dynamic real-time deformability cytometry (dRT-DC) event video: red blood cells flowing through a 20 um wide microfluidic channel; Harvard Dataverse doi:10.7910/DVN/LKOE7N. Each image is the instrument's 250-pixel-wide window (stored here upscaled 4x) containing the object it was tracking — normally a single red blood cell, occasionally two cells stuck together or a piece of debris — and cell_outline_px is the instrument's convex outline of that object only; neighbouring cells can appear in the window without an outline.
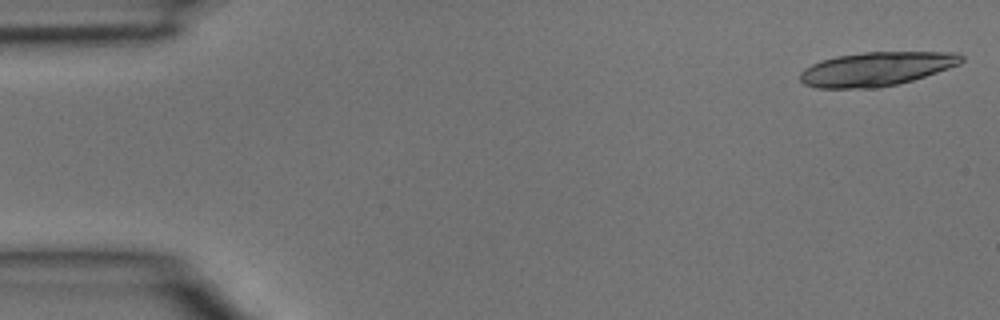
{"species": "common noctule bat (a hibernating species)", "species_latin": "Nyctalus noctula", "temperature_condition": "room temperature", "stored_images_in_passage": 5, "camera_frame_rate_fps": 3000, "um_per_image_px": 0.085, "animal": {"sex": "male", "body_mass_g": 15.6}, "frame": {"image": 1, "passage_image": 1, "time_ms": 0.0, "image_size_px": [1000, 320], "cell_outline_px": [[964, 60], [960, 64], [912, 80], [880, 88], [816, 88], [804, 84], [800, 80], [800, 72], [804, 68], [820, 60], [836, 56], [864, 52], [960, 52], [964, 56]], "centroid_in_image_um": [74.48, 5.85], "position_along_channel_um": 10.5, "area_um2": 32.02}}
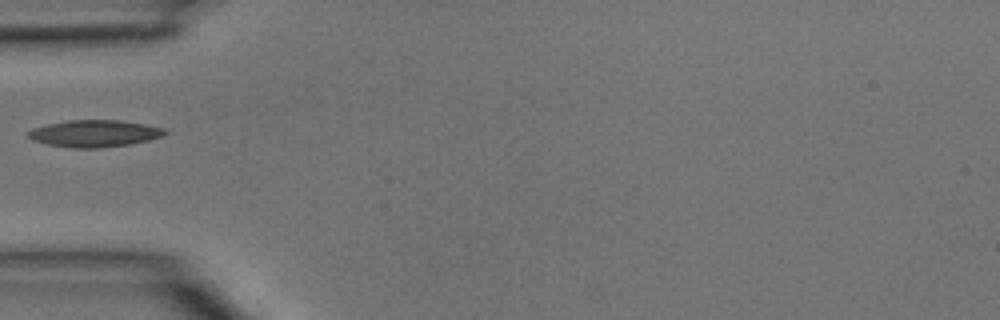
{"frame": {"image": 2, "passage_image": 5, "time_ms": 1.333, "image_size_px": [1000, 320], "cell_outline_px": [[168, 132], [164, 136], [148, 140], [128, 144], [96, 148], [72, 148], [48, 144], [32, 140], [28, 136], [28, 132], [32, 128], [48, 124], [68, 120], [120, 120], [144, 124], [164, 128]], "centroid_in_image_um": [8.03, 11.34], "position_along_channel_um": 77.0, "area_um2": 21.33}}